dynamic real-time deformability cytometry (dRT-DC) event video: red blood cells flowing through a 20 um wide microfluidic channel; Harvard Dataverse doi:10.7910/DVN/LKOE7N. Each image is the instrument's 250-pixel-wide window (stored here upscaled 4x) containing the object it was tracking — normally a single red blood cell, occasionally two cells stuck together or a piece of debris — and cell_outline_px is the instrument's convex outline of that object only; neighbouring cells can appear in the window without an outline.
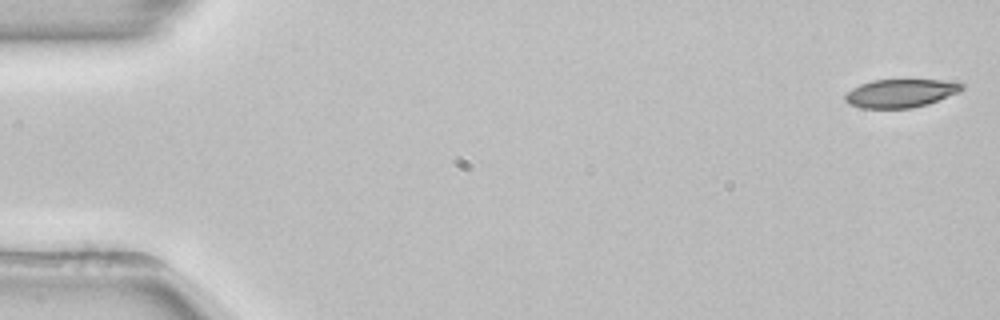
{"species": "common noctule bat (a hibernating species)", "species_latin": "Nyctalus noctula", "temperature_condition": "room temperature", "stored_images_in_passage": 53, "camera_frame_rate_fps": 3000, "um_per_image_px": 0.085, "animal": {"sex": "female", "body_mass_g": 22.7, "forearm_length_mm": 54.2}, "frame": {"image": 1, "passage_image": 1, "time_ms": 0.0, "image_size_px": [1000, 320], "cell_outline_px": [[964, 88], [960, 92], [928, 104], [912, 108], [860, 108], [848, 104], [844, 100], [844, 96], [852, 88], [860, 84], [872, 80], [944, 80], [964, 84]], "centroid_in_image_um": [76.54, 7.93], "position_along_channel_um": 8.5, "area_um2": 19.36}}
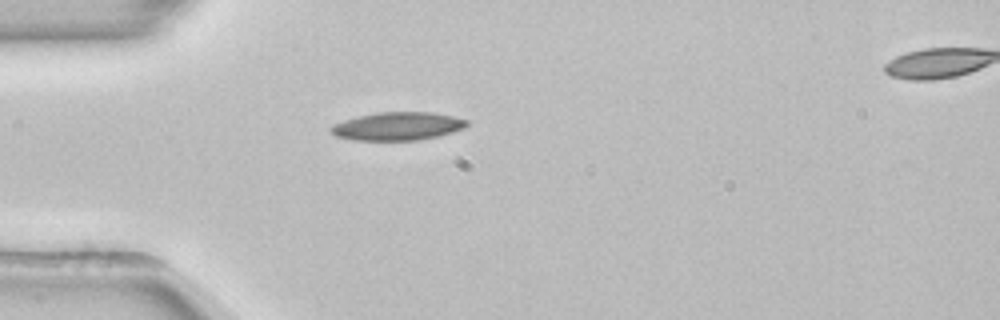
{"frame": {"image": 2, "passage_image": 15, "time_ms": 4.667, "image_size_px": [1000, 320], "cell_outline_px": [[468, 124], [464, 128], [452, 132], [436, 136], [416, 140], [352, 140], [336, 136], [328, 128], [332, 124], [344, 120], [376, 112], [432, 112], [452, 116], [468, 120]], "centroid_in_image_um": [33.77, 10.72], "position_along_channel_um": 51.2, "area_um2": 22.2}}
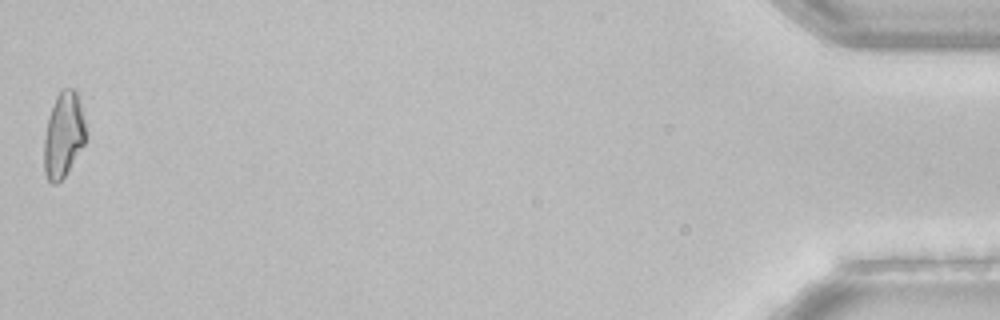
{"frame": {"image": 3, "passage_image": 53, "time_ms": 17.333, "image_size_px": [1000, 320], "cell_outline_px": [[84, 144], [64, 176], [56, 184], [52, 184], [48, 180], [44, 172], [44, 136], [48, 116], [56, 96], [60, 88], [72, 88], [76, 92], [80, 104], [84, 120]], "centroid_in_image_um": [5.36, 11.45], "position_along_channel_um": 429.8, "area_um2": 20.46}, "authors_computed_cell_mechanics": {"area_um2": 21.097, "velocity_mm_per_s": 3.8606, "shape_relaxation_time_tau1_ms": 9.4239, "shape_relaxation_time_tau2_ms": null, "deformation_change_tau1": 0.2219, "deformation_change_tau2": null}}